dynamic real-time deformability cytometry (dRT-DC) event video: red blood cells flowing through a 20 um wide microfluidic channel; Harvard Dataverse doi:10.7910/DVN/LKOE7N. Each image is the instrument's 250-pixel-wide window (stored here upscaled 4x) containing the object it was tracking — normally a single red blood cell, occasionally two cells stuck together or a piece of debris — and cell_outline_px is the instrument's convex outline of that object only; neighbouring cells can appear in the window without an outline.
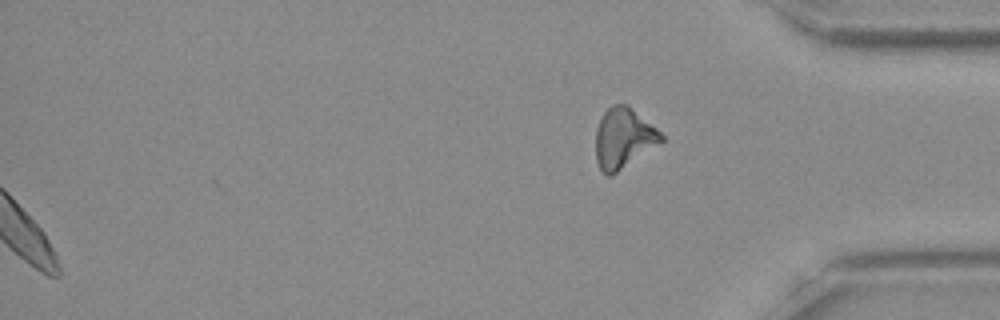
{"species": "Egyptian fruit bat (a non-hibernating species)", "species_latin": "Rousettus aegyptiacus", "temperature_condition": "room temperature", "stored_images_in_passage": 49, "segment_of_instrument_passage": [2, 2], "camera_frame_rate_fps": 3000, "um_per_image_px": 0.085, "frame": {"image": 1, "passage_image": 49, "time_ms": 16.0, "image_size_px": [1000, 320], "cell_outline_px": [[664, 140], [612, 176], [608, 176], [600, 168], [596, 160], [596, 128], [604, 112], [612, 104], [628, 104], [656, 128], [664, 136]], "centroid_in_image_um": [52.99, 11.74], "position_along_channel_um": 382.2, "area_um2": 22.83}}